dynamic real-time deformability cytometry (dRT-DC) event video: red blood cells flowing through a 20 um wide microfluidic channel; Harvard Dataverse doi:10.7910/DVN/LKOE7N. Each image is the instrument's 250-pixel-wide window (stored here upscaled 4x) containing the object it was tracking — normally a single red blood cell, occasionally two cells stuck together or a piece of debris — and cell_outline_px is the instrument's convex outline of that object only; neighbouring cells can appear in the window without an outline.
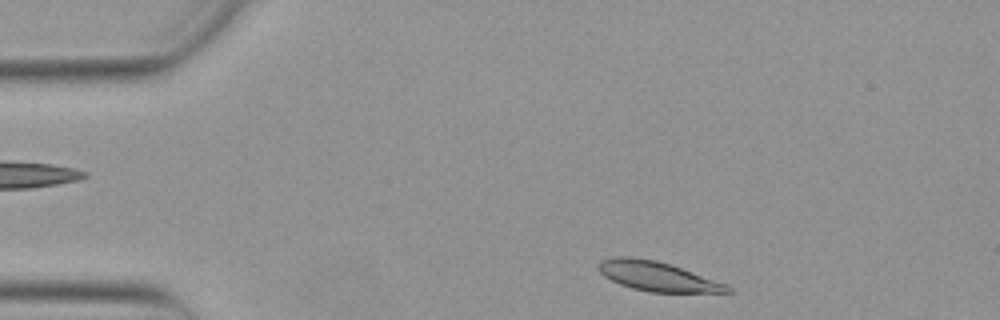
{"species": "Egyptian fruit bat (a non-hibernating species)", "species_latin": "Rousettus aegyptiacus", "temperature_condition": "warm", "stored_images_in_passage": 39, "camera_frame_rate_fps": 3000, "um_per_image_px": 0.085, "animal": {"sex": "female"}, "frame": {"image": 1, "passage_image": 2, "time_ms": 0.333, "image_size_px": [1000, 320], "cell_outline_px": [[736, 292], [648, 292], [632, 288], [620, 284], [604, 276], [596, 268], [596, 264], [600, 260], [616, 256], [632, 256], [656, 260], [728, 284]], "centroid_in_image_um": [55.84, 23.48], "position_along_channel_um": 29.2, "area_um2": 22.2}}
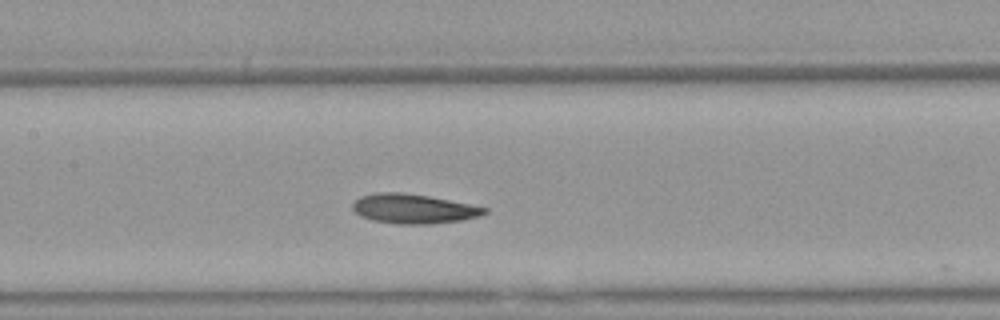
{"frame": {"image": 2, "passage_image": 18, "time_ms": 5.667, "image_size_px": [1000, 320], "cell_outline_px": [[488, 212], [480, 216], [460, 220], [432, 224], [396, 224], [372, 220], [360, 216], [352, 208], [352, 204], [360, 196], [376, 192], [404, 192], [428, 196], [488, 208]], "centroid_in_image_um": [35.12, 17.74], "position_along_channel_um": 172.3, "area_um2": 22.66}}
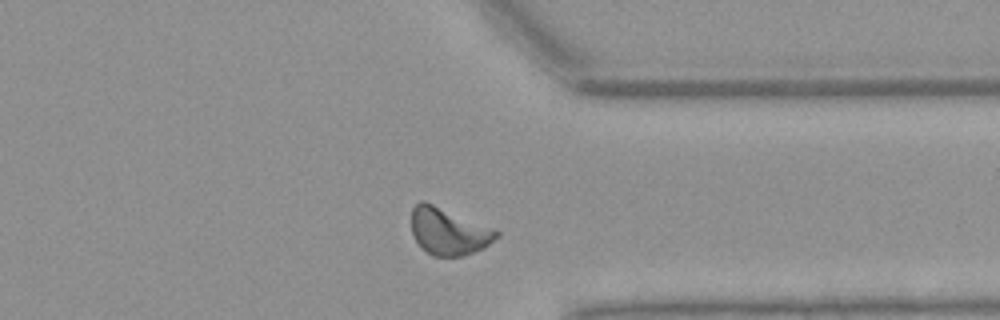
{"frame": {"image": 3, "passage_image": 34, "time_ms": 11.0, "image_size_px": [1000, 320], "cell_outline_px": [[500, 236], [484, 248], [464, 256], [432, 256], [420, 248], [412, 232], [412, 208], [420, 200], [424, 200], [500, 232]], "centroid_in_image_um": [38.1, 19.69], "position_along_channel_um": 373.3, "area_um2": 23.12}, "authors_computed_cell_mechanics": {"area_um2": 22.6576, "velocity_mm_per_s": 3.8377, "shape_relaxation_time_tau1_ms": 3.7155, "shape_relaxation_time_tau2_ms": 4.3882, "deformation_change_tau1": 0.1359, "deformation_change_tau2": 0.0982}}